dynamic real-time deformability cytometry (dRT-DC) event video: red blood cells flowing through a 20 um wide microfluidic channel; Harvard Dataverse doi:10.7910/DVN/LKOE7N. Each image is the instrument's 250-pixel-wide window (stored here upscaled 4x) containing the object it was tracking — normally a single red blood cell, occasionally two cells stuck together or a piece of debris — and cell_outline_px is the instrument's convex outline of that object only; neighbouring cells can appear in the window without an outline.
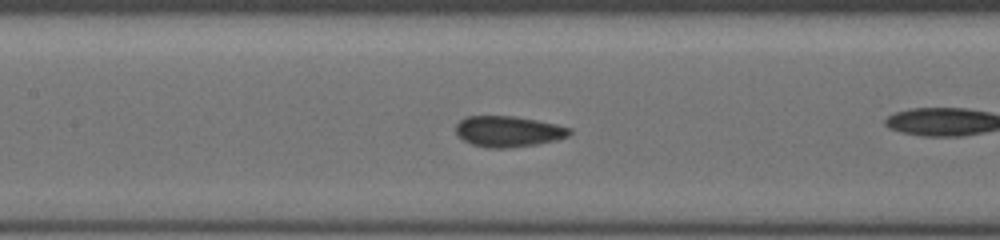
{"species": "common noctule bat (a hibernating species)", "species_latin": "Nyctalus noctula", "temperature_condition": "cold", "stored_images_in_passage": 41, "camera_frame_rate_fps": 3000, "um_per_image_px": 0.085, "animal": {"sex": "female", "body_mass_g": 19.5, "forearm_length_mm": 54.1}, "frame": {"image": 1, "passage_image": 24, "time_ms": 7.667, "image_size_px": [1000, 240], "cell_outline_px": [[572, 132], [568, 136], [556, 140], [536, 144], [512, 148], [488, 148], [472, 144], [464, 140], [456, 132], [456, 124], [464, 116], [516, 116], [556, 124], [572, 128]], "centroid_in_image_um": [43.22, 11.17], "position_along_channel_um": 164.2, "area_um2": 20.52}}